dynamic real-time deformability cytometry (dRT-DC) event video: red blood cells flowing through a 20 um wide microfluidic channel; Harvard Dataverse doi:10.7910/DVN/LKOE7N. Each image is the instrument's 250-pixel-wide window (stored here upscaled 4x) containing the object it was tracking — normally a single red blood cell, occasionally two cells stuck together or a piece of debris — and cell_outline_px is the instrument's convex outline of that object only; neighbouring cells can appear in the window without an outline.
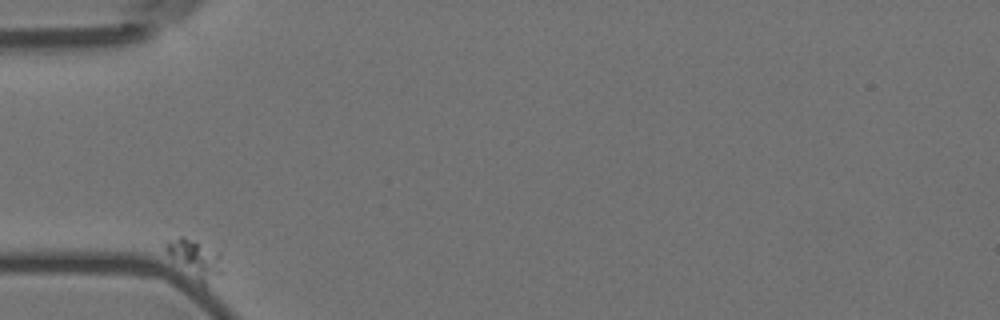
{"species": "Egyptian fruit bat (a non-hibernating species)", "species_latin": "Rousettus aegyptiacus", "temperature_condition": "room temperature", "stored_images_in_passage": 41, "camera_frame_rate_fps": 3000, "um_per_image_px": 0.085, "animal": {"sex": "female"}, "frame": {"image": 1, "passage_image": 1, "time_ms": 0.0, "image_size_px": [1000, 320], "cell_outline_px": [[224, 272], [204, 288], [164, 248], [164, 240], [180, 236], [184, 236], [220, 252]], "centroid_in_image_um": [16.66, 22.0], "position_along_channel_um": 68.3, "area_um2": 12.54}}
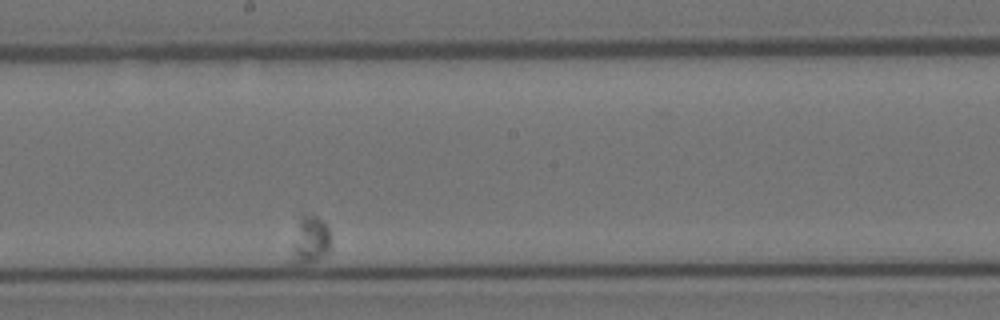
{"frame": {"image": 2, "passage_image": 24, "time_ms": 7.667, "image_size_px": [1000, 320], "cell_outline_px": [[328, 252], [316, 260], [304, 264], [292, 264], [292, 248], [300, 220], [304, 212], [316, 216], [328, 228]], "centroid_in_image_um": [26.34, 20.42], "position_along_channel_um": 221.9, "area_um2": 10.23}}
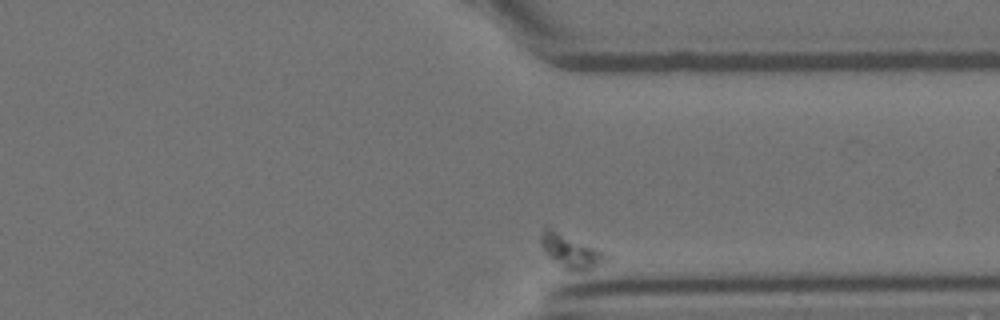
{"frame": {"image": 3, "passage_image": 41, "time_ms": 13.333, "image_size_px": [1000, 320], "cell_outline_px": [[612, 256], [608, 260], [584, 272], [572, 272], [564, 268], [548, 256], [540, 244], [540, 236], [544, 224], [608, 252]], "centroid_in_image_um": [48.56, 21.32], "position_along_channel_um": 362.8, "area_um2": 13.47}}